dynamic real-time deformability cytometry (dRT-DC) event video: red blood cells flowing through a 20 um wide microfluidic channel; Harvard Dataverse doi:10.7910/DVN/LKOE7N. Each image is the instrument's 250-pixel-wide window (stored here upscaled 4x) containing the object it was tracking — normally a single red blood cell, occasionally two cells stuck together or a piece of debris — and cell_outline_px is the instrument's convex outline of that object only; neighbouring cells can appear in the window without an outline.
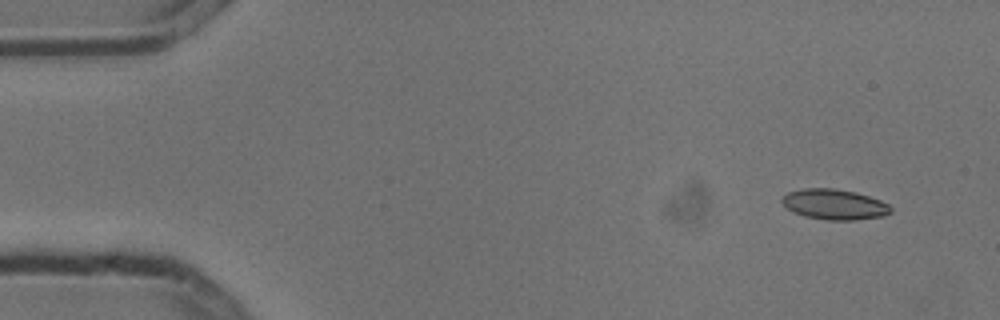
{"species": "common noctule bat (a hibernating species)", "species_latin": "Nyctalus noctula", "temperature_condition": "cold", "stored_images_in_passage": 7, "camera_frame_rate_fps": 3000, "um_per_image_px": 0.085, "animal": {"sex": "male", "body_mass_g": 13.3}, "frame": {"image": 1, "passage_image": 1, "time_ms": 0.0, "image_size_px": [1000, 320], "cell_outline_px": [[892, 212], [884, 216], [852, 220], [828, 220], [804, 216], [792, 212], [780, 200], [788, 192], [800, 188], [832, 188], [856, 192], [880, 200], [888, 204], [892, 208]], "centroid_in_image_um": [70.92, 17.37], "position_along_channel_um": 14.1, "area_um2": 19.31}}
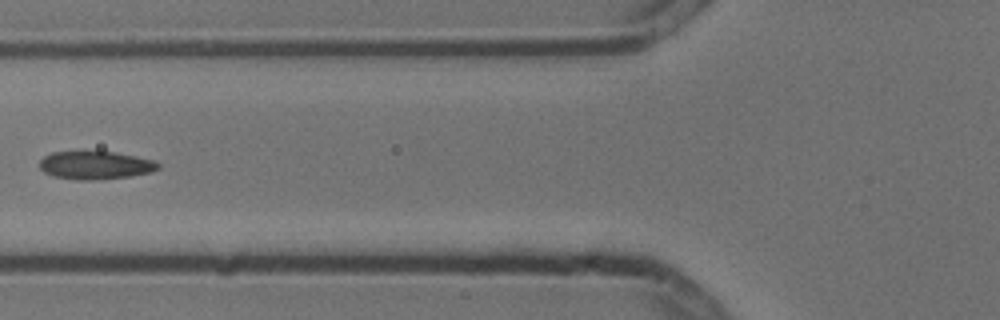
{"frame": {"image": 2, "passage_image": 6, "time_ms": 1.667, "image_size_px": [1000, 320], "cell_outline_px": [[160, 168], [152, 172], [128, 176], [96, 180], [76, 180], [52, 176], [44, 172], [40, 168], [40, 160], [44, 156], [52, 152], [116, 152], [136, 156], [152, 160], [160, 164]], "centroid_in_image_um": [8.1, 14.05], "position_along_channel_um": 117.7, "area_um2": 19.36}}
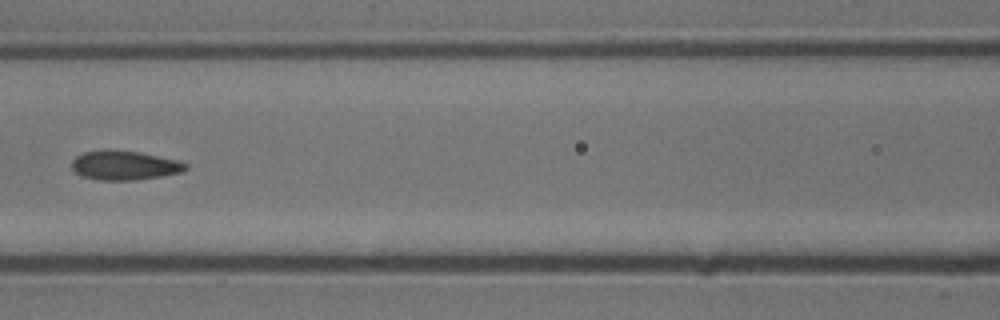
{"frame": {"image": 3, "passage_image": 7, "time_ms": 2.0, "image_size_px": [1000, 320], "cell_outline_px": [[188, 168], [184, 172], [136, 180], [100, 180], [84, 176], [76, 172], [72, 168], [72, 160], [76, 156], [84, 152], [140, 152], [176, 160], [188, 164]], "centroid_in_image_um": [10.64, 14.09], "position_along_channel_um": 156.0, "area_um2": 18.73}}